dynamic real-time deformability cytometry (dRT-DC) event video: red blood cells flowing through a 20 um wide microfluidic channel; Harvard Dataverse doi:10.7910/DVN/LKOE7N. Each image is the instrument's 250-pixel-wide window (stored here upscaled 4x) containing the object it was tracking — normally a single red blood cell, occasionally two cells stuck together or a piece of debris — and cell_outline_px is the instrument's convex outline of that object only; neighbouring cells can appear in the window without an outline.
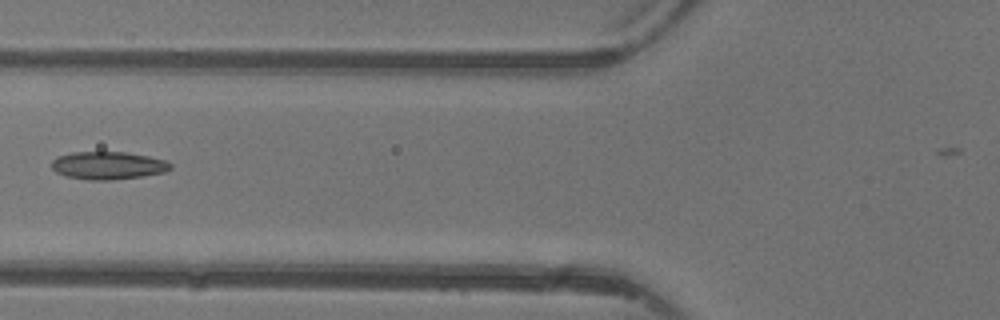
{"species": "common noctule bat (a hibernating species)", "species_latin": "Nyctalus noctula", "temperature_condition": "warm", "stored_images_in_passage": 2, "camera_frame_rate_fps": 3000, "um_per_image_px": 0.085, "animal": {"sex": "female"}, "frame": {"image": 1, "passage_image": 2, "time_ms": 1.333, "image_size_px": [1000, 320], "cell_outline_px": [[172, 168], [164, 172], [144, 176], [112, 180], [88, 180], [68, 176], [56, 172], [52, 168], [52, 160], [56, 156], [72, 152], [124, 152], [148, 156], [164, 160], [172, 164]], "centroid_in_image_um": [9.18, 14.06], "position_along_channel_um": 116.6, "area_um2": 19.25}}